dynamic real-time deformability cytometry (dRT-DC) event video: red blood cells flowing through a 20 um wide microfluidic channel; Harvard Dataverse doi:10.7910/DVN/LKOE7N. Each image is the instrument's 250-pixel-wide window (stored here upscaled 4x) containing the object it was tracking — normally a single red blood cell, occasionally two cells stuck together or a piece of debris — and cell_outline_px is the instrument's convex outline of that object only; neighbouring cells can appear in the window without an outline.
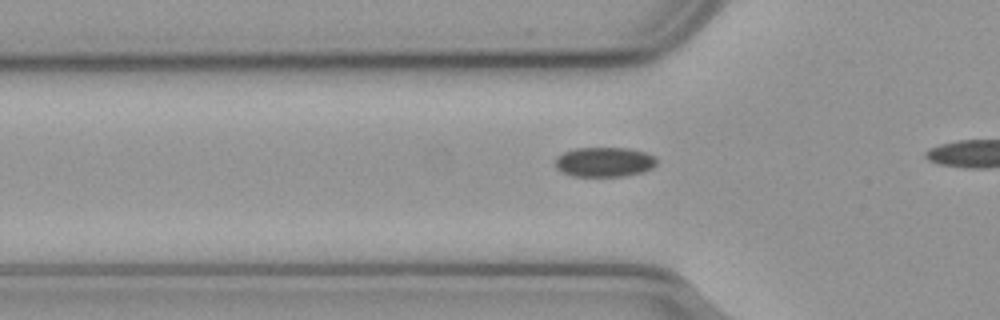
{"species": "common noctule bat (a hibernating species)", "species_latin": "Nyctalus noctula", "temperature_condition": "cold", "stored_images_in_passage": 11, "camera_frame_rate_fps": 3000, "um_per_image_px": 0.085, "animal": {"sex": "male", "body_mass_g": 23.1, "forearm_length_mm": 52.7}, "frame": {"image": 1, "passage_image": 2, "time_ms": 0.333, "image_size_px": [1000, 320], "cell_outline_px": [[656, 164], [652, 168], [640, 172], [624, 176], [572, 176], [556, 168], [556, 156], [564, 152], [576, 148], [628, 148], [644, 152], [652, 156], [656, 160]], "centroid_in_image_um": [51.34, 13.76], "position_along_channel_um": 74.5, "area_um2": 17.34}}